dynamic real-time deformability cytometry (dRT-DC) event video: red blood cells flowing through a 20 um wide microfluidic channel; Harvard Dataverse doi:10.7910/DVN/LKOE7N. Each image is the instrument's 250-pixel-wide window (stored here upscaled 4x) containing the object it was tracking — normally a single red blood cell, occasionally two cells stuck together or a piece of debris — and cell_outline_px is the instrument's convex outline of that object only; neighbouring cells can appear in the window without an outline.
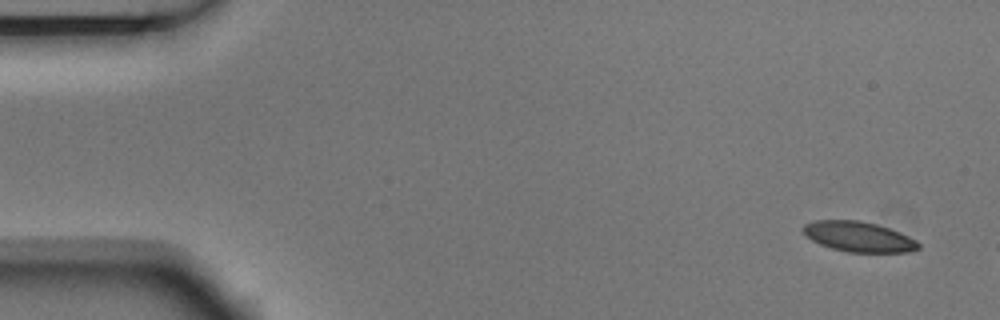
{"species": "Egyptian fruit bat (a non-hibernating species)", "species_latin": "Rousettus aegyptiacus", "temperature_condition": "room temperature", "stored_images_in_passage": 3, "camera_frame_rate_fps": 3000, "um_per_image_px": 0.085, "animal": {"sex": "male"}, "frame": {"image": 1, "passage_image": 1, "time_ms": 0.0, "image_size_px": [1000, 320], "cell_outline_px": [[920, 248], [908, 252], [848, 252], [832, 248], [820, 244], [812, 240], [800, 228], [804, 224], [816, 220], [860, 220], [876, 224], [900, 232], [916, 240], [920, 244]], "centroid_in_image_um": [72.98, 20.11], "position_along_channel_um": 12.0, "area_um2": 20.23}}